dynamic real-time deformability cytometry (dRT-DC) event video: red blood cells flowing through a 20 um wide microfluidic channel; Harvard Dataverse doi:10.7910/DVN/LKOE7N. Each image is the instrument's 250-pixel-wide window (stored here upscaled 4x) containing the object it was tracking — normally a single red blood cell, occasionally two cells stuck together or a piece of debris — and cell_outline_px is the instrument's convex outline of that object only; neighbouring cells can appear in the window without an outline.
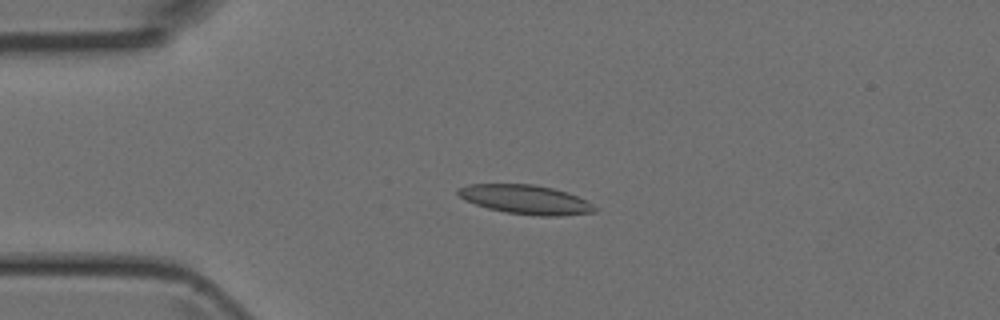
{"species": "Egyptian fruit bat (a non-hibernating species)", "species_latin": "Rousettus aegyptiacus", "temperature_condition": "room temperature", "stored_images_in_passage": 47, "camera_frame_rate_fps": 3000, "um_per_image_px": 0.085, "animal": {"sex": "female"}, "frame": {"image": 1, "passage_image": 11, "time_ms": 3.333, "image_size_px": [1000, 320], "cell_outline_px": [[596, 212], [560, 216], [540, 216], [504, 212], [488, 208], [464, 200], [456, 192], [456, 188], [468, 184], [532, 184], [552, 188], [568, 192], [592, 204], [596, 208]], "centroid_in_image_um": [44.65, 16.96], "position_along_channel_um": 40.4, "area_um2": 23.18}}
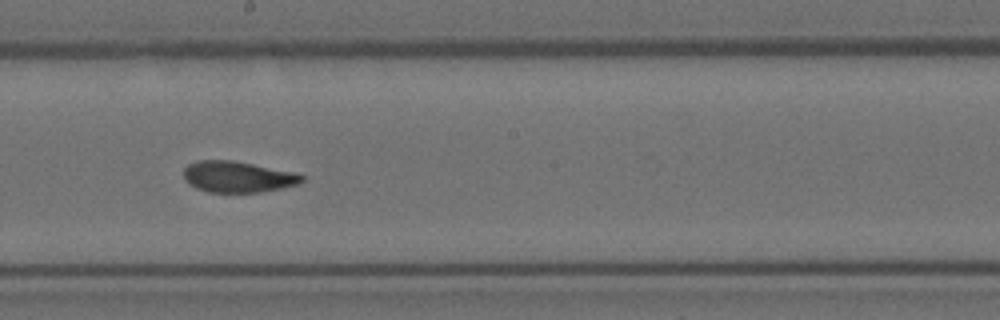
{"frame": {"image": 2, "passage_image": 26, "time_ms": 8.333, "image_size_px": [1000, 320], "cell_outline_px": [[304, 180], [296, 184], [280, 188], [260, 192], [208, 192], [196, 188], [188, 184], [184, 180], [184, 168], [188, 164], [196, 160], [232, 160], [296, 172], [304, 176]], "centroid_in_image_um": [20.17, 15.02], "position_along_channel_um": 228.0, "area_um2": 21.5}}
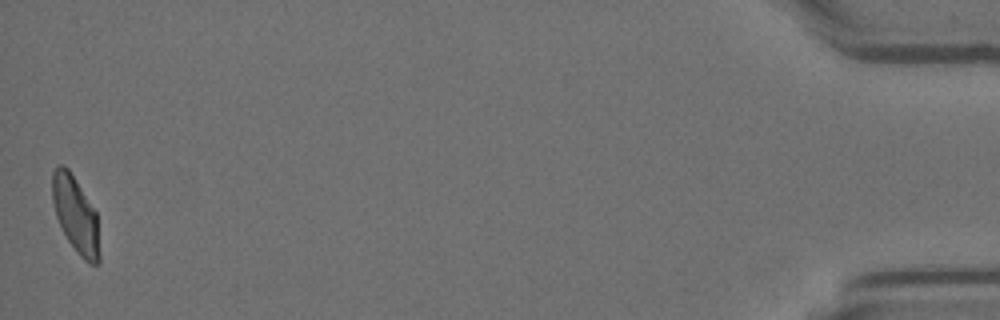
{"frame": {"image": 3, "passage_image": 47, "time_ms": 15.333, "image_size_px": [1000, 320], "cell_outline_px": [[100, 264], [88, 264], [80, 256], [68, 240], [56, 216], [52, 200], [52, 172], [56, 164], [64, 164], [68, 168], [96, 212], [100, 256]], "centroid_in_image_um": [6.42, 18.24], "position_along_channel_um": 428.8, "area_um2": 20.87}}